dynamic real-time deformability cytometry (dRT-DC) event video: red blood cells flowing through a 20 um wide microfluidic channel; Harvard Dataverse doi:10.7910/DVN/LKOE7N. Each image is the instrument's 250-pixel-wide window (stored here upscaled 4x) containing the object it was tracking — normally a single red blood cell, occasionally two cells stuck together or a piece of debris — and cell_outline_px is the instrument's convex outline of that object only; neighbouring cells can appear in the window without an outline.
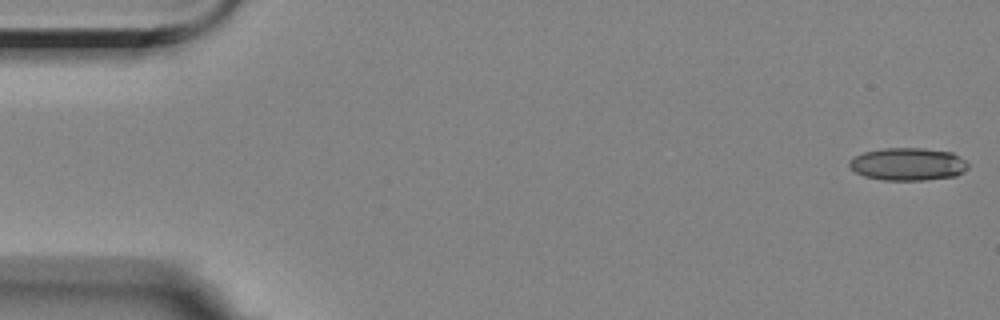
{"species": "Egyptian fruit bat (a non-hibernating species)", "species_latin": "Rousettus aegyptiacus", "temperature_condition": "room temperature", "stored_images_in_passage": 56, "camera_frame_rate_fps": 3000, "um_per_image_px": 0.085, "animal": {"sex": "female"}, "frame": {"image": 1, "passage_image": 1, "time_ms": 0.0, "image_size_px": [1000, 320], "cell_outline_px": [[968, 168], [964, 172], [956, 176], [924, 180], [884, 180], [864, 176], [856, 172], [848, 164], [848, 160], [852, 156], [864, 152], [884, 148], [924, 148], [952, 152], [960, 156], [968, 164]], "centroid_in_image_um": [77.17, 13.95], "position_along_channel_um": 7.8, "area_um2": 22.77}}
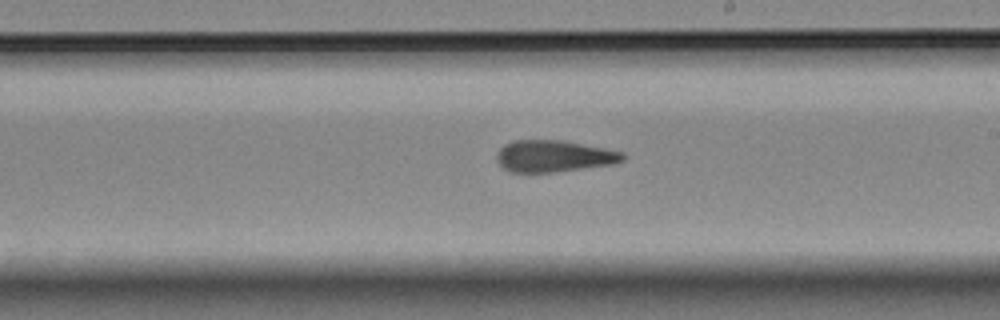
{"frame": {"image": 2, "passage_image": 32, "time_ms": 10.333, "image_size_px": [1000, 320], "cell_outline_px": [[628, 156], [624, 160], [612, 164], [556, 172], [508, 172], [496, 160], [496, 152], [504, 144], [512, 140], [560, 140], [604, 148], [624, 152]], "centroid_in_image_um": [47.06, 13.27], "position_along_channel_um": 241.9, "area_um2": 23.41}}
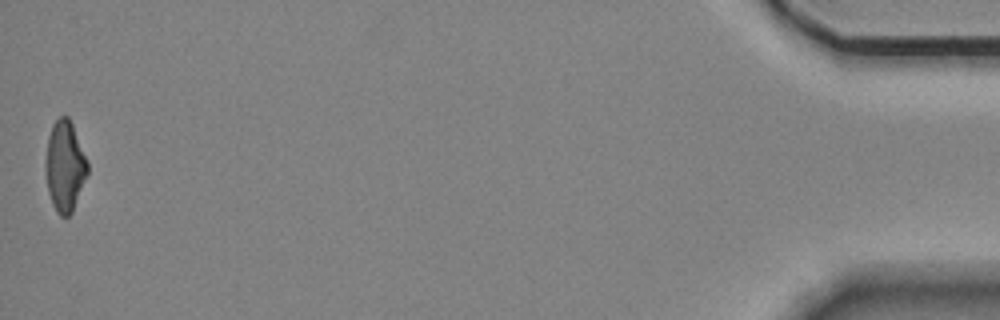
{"frame": {"image": 3, "passage_image": 56, "time_ms": 18.333, "image_size_px": [1000, 320], "cell_outline_px": [[88, 172], [72, 212], [68, 216], [60, 216], [56, 212], [52, 204], [48, 192], [44, 168], [44, 160], [48, 136], [52, 124], [60, 116], [68, 116], [72, 124], [88, 160]], "centroid_in_image_um": [5.49, 14.12], "position_along_channel_um": 429.7, "area_um2": 22.43}, "authors_computed_cell_mechanics": {"area_um2": 23.3801, "velocity_mm_per_s": 3.5246, "shape_relaxation_time_tau1_ms": null, "shape_relaxation_time_tau2_ms": 4.4313, "deformation_change_tau1": null, "deformation_change_tau2": 0.1425}}